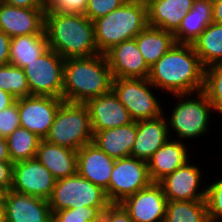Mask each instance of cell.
<instances>
[{
    "mask_svg": "<svg viewBox=\"0 0 222 222\" xmlns=\"http://www.w3.org/2000/svg\"><path fill=\"white\" fill-rule=\"evenodd\" d=\"M138 49L149 67L154 65L176 43L174 34L147 26L136 37Z\"/></svg>",
    "mask_w": 222,
    "mask_h": 222,
    "instance_id": "obj_26",
    "label": "cell"
},
{
    "mask_svg": "<svg viewBox=\"0 0 222 222\" xmlns=\"http://www.w3.org/2000/svg\"><path fill=\"white\" fill-rule=\"evenodd\" d=\"M187 161L158 184L163 188L167 201L205 200L206 188L199 191L202 171Z\"/></svg>",
    "mask_w": 222,
    "mask_h": 222,
    "instance_id": "obj_16",
    "label": "cell"
},
{
    "mask_svg": "<svg viewBox=\"0 0 222 222\" xmlns=\"http://www.w3.org/2000/svg\"><path fill=\"white\" fill-rule=\"evenodd\" d=\"M64 102L62 98L30 95L18 99L20 127L44 139L54 122L56 113Z\"/></svg>",
    "mask_w": 222,
    "mask_h": 222,
    "instance_id": "obj_11",
    "label": "cell"
},
{
    "mask_svg": "<svg viewBox=\"0 0 222 222\" xmlns=\"http://www.w3.org/2000/svg\"><path fill=\"white\" fill-rule=\"evenodd\" d=\"M127 0H89L85 10L92 22L100 17L106 16L117 8H120Z\"/></svg>",
    "mask_w": 222,
    "mask_h": 222,
    "instance_id": "obj_35",
    "label": "cell"
},
{
    "mask_svg": "<svg viewBox=\"0 0 222 222\" xmlns=\"http://www.w3.org/2000/svg\"><path fill=\"white\" fill-rule=\"evenodd\" d=\"M11 162L17 163L36 158L41 138L26 128L18 127L6 137Z\"/></svg>",
    "mask_w": 222,
    "mask_h": 222,
    "instance_id": "obj_29",
    "label": "cell"
},
{
    "mask_svg": "<svg viewBox=\"0 0 222 222\" xmlns=\"http://www.w3.org/2000/svg\"><path fill=\"white\" fill-rule=\"evenodd\" d=\"M84 104L89 112L93 135L98 131L124 126L134 121L112 90L88 99Z\"/></svg>",
    "mask_w": 222,
    "mask_h": 222,
    "instance_id": "obj_17",
    "label": "cell"
},
{
    "mask_svg": "<svg viewBox=\"0 0 222 222\" xmlns=\"http://www.w3.org/2000/svg\"><path fill=\"white\" fill-rule=\"evenodd\" d=\"M164 114L155 119L137 121V133L131 156L147 161L171 137Z\"/></svg>",
    "mask_w": 222,
    "mask_h": 222,
    "instance_id": "obj_20",
    "label": "cell"
},
{
    "mask_svg": "<svg viewBox=\"0 0 222 222\" xmlns=\"http://www.w3.org/2000/svg\"><path fill=\"white\" fill-rule=\"evenodd\" d=\"M104 54L113 78L148 79L150 67L138 49L135 38L112 46Z\"/></svg>",
    "mask_w": 222,
    "mask_h": 222,
    "instance_id": "obj_15",
    "label": "cell"
},
{
    "mask_svg": "<svg viewBox=\"0 0 222 222\" xmlns=\"http://www.w3.org/2000/svg\"><path fill=\"white\" fill-rule=\"evenodd\" d=\"M5 222H52L49 201L9 190L2 194Z\"/></svg>",
    "mask_w": 222,
    "mask_h": 222,
    "instance_id": "obj_13",
    "label": "cell"
},
{
    "mask_svg": "<svg viewBox=\"0 0 222 222\" xmlns=\"http://www.w3.org/2000/svg\"><path fill=\"white\" fill-rule=\"evenodd\" d=\"M115 161L116 159L109 157L94 142L88 143L77 150V173L106 190Z\"/></svg>",
    "mask_w": 222,
    "mask_h": 222,
    "instance_id": "obj_19",
    "label": "cell"
},
{
    "mask_svg": "<svg viewBox=\"0 0 222 222\" xmlns=\"http://www.w3.org/2000/svg\"><path fill=\"white\" fill-rule=\"evenodd\" d=\"M122 206L128 211L134 222H164L167 198L158 183L126 197Z\"/></svg>",
    "mask_w": 222,
    "mask_h": 222,
    "instance_id": "obj_14",
    "label": "cell"
},
{
    "mask_svg": "<svg viewBox=\"0 0 222 222\" xmlns=\"http://www.w3.org/2000/svg\"><path fill=\"white\" fill-rule=\"evenodd\" d=\"M0 89L10 93L16 99L30 96L24 70L10 63L0 66Z\"/></svg>",
    "mask_w": 222,
    "mask_h": 222,
    "instance_id": "obj_31",
    "label": "cell"
},
{
    "mask_svg": "<svg viewBox=\"0 0 222 222\" xmlns=\"http://www.w3.org/2000/svg\"><path fill=\"white\" fill-rule=\"evenodd\" d=\"M112 80L105 54L67 58L64 61L62 99L85 103L88 99L109 93Z\"/></svg>",
    "mask_w": 222,
    "mask_h": 222,
    "instance_id": "obj_3",
    "label": "cell"
},
{
    "mask_svg": "<svg viewBox=\"0 0 222 222\" xmlns=\"http://www.w3.org/2000/svg\"><path fill=\"white\" fill-rule=\"evenodd\" d=\"M20 127L18 99L10 107L0 112V136L7 137Z\"/></svg>",
    "mask_w": 222,
    "mask_h": 222,
    "instance_id": "obj_37",
    "label": "cell"
},
{
    "mask_svg": "<svg viewBox=\"0 0 222 222\" xmlns=\"http://www.w3.org/2000/svg\"><path fill=\"white\" fill-rule=\"evenodd\" d=\"M100 222H134L121 203H110L102 214Z\"/></svg>",
    "mask_w": 222,
    "mask_h": 222,
    "instance_id": "obj_38",
    "label": "cell"
},
{
    "mask_svg": "<svg viewBox=\"0 0 222 222\" xmlns=\"http://www.w3.org/2000/svg\"><path fill=\"white\" fill-rule=\"evenodd\" d=\"M183 141L170 139L164 143L148 160V173L152 183H158L189 159L187 148Z\"/></svg>",
    "mask_w": 222,
    "mask_h": 222,
    "instance_id": "obj_22",
    "label": "cell"
},
{
    "mask_svg": "<svg viewBox=\"0 0 222 222\" xmlns=\"http://www.w3.org/2000/svg\"><path fill=\"white\" fill-rule=\"evenodd\" d=\"M49 206L51 212L78 207H108L105 190L81 177L78 173L55 182Z\"/></svg>",
    "mask_w": 222,
    "mask_h": 222,
    "instance_id": "obj_7",
    "label": "cell"
},
{
    "mask_svg": "<svg viewBox=\"0 0 222 222\" xmlns=\"http://www.w3.org/2000/svg\"><path fill=\"white\" fill-rule=\"evenodd\" d=\"M11 38L0 30V66L9 64Z\"/></svg>",
    "mask_w": 222,
    "mask_h": 222,
    "instance_id": "obj_40",
    "label": "cell"
},
{
    "mask_svg": "<svg viewBox=\"0 0 222 222\" xmlns=\"http://www.w3.org/2000/svg\"><path fill=\"white\" fill-rule=\"evenodd\" d=\"M151 183L147 161L127 156L116 159L105 193L110 203H121Z\"/></svg>",
    "mask_w": 222,
    "mask_h": 222,
    "instance_id": "obj_10",
    "label": "cell"
},
{
    "mask_svg": "<svg viewBox=\"0 0 222 222\" xmlns=\"http://www.w3.org/2000/svg\"><path fill=\"white\" fill-rule=\"evenodd\" d=\"M46 8H22L0 2V30L10 38L46 33Z\"/></svg>",
    "mask_w": 222,
    "mask_h": 222,
    "instance_id": "obj_18",
    "label": "cell"
},
{
    "mask_svg": "<svg viewBox=\"0 0 222 222\" xmlns=\"http://www.w3.org/2000/svg\"><path fill=\"white\" fill-rule=\"evenodd\" d=\"M148 26L175 33L194 0H145Z\"/></svg>",
    "mask_w": 222,
    "mask_h": 222,
    "instance_id": "obj_21",
    "label": "cell"
},
{
    "mask_svg": "<svg viewBox=\"0 0 222 222\" xmlns=\"http://www.w3.org/2000/svg\"><path fill=\"white\" fill-rule=\"evenodd\" d=\"M11 161L8 153L6 137L0 136V162Z\"/></svg>",
    "mask_w": 222,
    "mask_h": 222,
    "instance_id": "obj_44",
    "label": "cell"
},
{
    "mask_svg": "<svg viewBox=\"0 0 222 222\" xmlns=\"http://www.w3.org/2000/svg\"><path fill=\"white\" fill-rule=\"evenodd\" d=\"M205 67L193 45L175 43L154 65L150 67L148 80L157 89L172 95L203 90Z\"/></svg>",
    "mask_w": 222,
    "mask_h": 222,
    "instance_id": "obj_1",
    "label": "cell"
},
{
    "mask_svg": "<svg viewBox=\"0 0 222 222\" xmlns=\"http://www.w3.org/2000/svg\"><path fill=\"white\" fill-rule=\"evenodd\" d=\"M65 59L52 49L27 64L23 70L30 95L62 98Z\"/></svg>",
    "mask_w": 222,
    "mask_h": 222,
    "instance_id": "obj_9",
    "label": "cell"
},
{
    "mask_svg": "<svg viewBox=\"0 0 222 222\" xmlns=\"http://www.w3.org/2000/svg\"><path fill=\"white\" fill-rule=\"evenodd\" d=\"M49 49L46 33L22 35L11 38L9 63L24 68Z\"/></svg>",
    "mask_w": 222,
    "mask_h": 222,
    "instance_id": "obj_27",
    "label": "cell"
},
{
    "mask_svg": "<svg viewBox=\"0 0 222 222\" xmlns=\"http://www.w3.org/2000/svg\"><path fill=\"white\" fill-rule=\"evenodd\" d=\"M88 1L89 0H49L46 3V8L52 12L85 15Z\"/></svg>",
    "mask_w": 222,
    "mask_h": 222,
    "instance_id": "obj_36",
    "label": "cell"
},
{
    "mask_svg": "<svg viewBox=\"0 0 222 222\" xmlns=\"http://www.w3.org/2000/svg\"><path fill=\"white\" fill-rule=\"evenodd\" d=\"M155 86L148 79L113 78L112 91L134 121L155 119L163 115L160 101L152 93Z\"/></svg>",
    "mask_w": 222,
    "mask_h": 222,
    "instance_id": "obj_8",
    "label": "cell"
},
{
    "mask_svg": "<svg viewBox=\"0 0 222 222\" xmlns=\"http://www.w3.org/2000/svg\"><path fill=\"white\" fill-rule=\"evenodd\" d=\"M45 31L49 48L64 59L99 54L94 24L83 14L52 12L46 8Z\"/></svg>",
    "mask_w": 222,
    "mask_h": 222,
    "instance_id": "obj_2",
    "label": "cell"
},
{
    "mask_svg": "<svg viewBox=\"0 0 222 222\" xmlns=\"http://www.w3.org/2000/svg\"><path fill=\"white\" fill-rule=\"evenodd\" d=\"M0 2L22 8H46L43 0H0Z\"/></svg>",
    "mask_w": 222,
    "mask_h": 222,
    "instance_id": "obj_41",
    "label": "cell"
},
{
    "mask_svg": "<svg viewBox=\"0 0 222 222\" xmlns=\"http://www.w3.org/2000/svg\"><path fill=\"white\" fill-rule=\"evenodd\" d=\"M206 188L205 202L210 222L222 219V178Z\"/></svg>",
    "mask_w": 222,
    "mask_h": 222,
    "instance_id": "obj_34",
    "label": "cell"
},
{
    "mask_svg": "<svg viewBox=\"0 0 222 222\" xmlns=\"http://www.w3.org/2000/svg\"><path fill=\"white\" fill-rule=\"evenodd\" d=\"M13 163L11 161L0 162V193L3 194L12 189Z\"/></svg>",
    "mask_w": 222,
    "mask_h": 222,
    "instance_id": "obj_39",
    "label": "cell"
},
{
    "mask_svg": "<svg viewBox=\"0 0 222 222\" xmlns=\"http://www.w3.org/2000/svg\"><path fill=\"white\" fill-rule=\"evenodd\" d=\"M107 207H78L52 213V222H100Z\"/></svg>",
    "mask_w": 222,
    "mask_h": 222,
    "instance_id": "obj_33",
    "label": "cell"
},
{
    "mask_svg": "<svg viewBox=\"0 0 222 222\" xmlns=\"http://www.w3.org/2000/svg\"><path fill=\"white\" fill-rule=\"evenodd\" d=\"M56 179L37 158L13 164L12 189L15 192L49 200Z\"/></svg>",
    "mask_w": 222,
    "mask_h": 222,
    "instance_id": "obj_12",
    "label": "cell"
},
{
    "mask_svg": "<svg viewBox=\"0 0 222 222\" xmlns=\"http://www.w3.org/2000/svg\"><path fill=\"white\" fill-rule=\"evenodd\" d=\"M44 140L76 151L92 143L93 132L87 106L84 103L64 101Z\"/></svg>",
    "mask_w": 222,
    "mask_h": 222,
    "instance_id": "obj_5",
    "label": "cell"
},
{
    "mask_svg": "<svg viewBox=\"0 0 222 222\" xmlns=\"http://www.w3.org/2000/svg\"><path fill=\"white\" fill-rule=\"evenodd\" d=\"M164 222H210L205 200L167 201Z\"/></svg>",
    "mask_w": 222,
    "mask_h": 222,
    "instance_id": "obj_30",
    "label": "cell"
},
{
    "mask_svg": "<svg viewBox=\"0 0 222 222\" xmlns=\"http://www.w3.org/2000/svg\"><path fill=\"white\" fill-rule=\"evenodd\" d=\"M194 94H197L196 99L191 98L190 93L174 94L180 102L178 101V104H175L176 106L173 108L170 118H168L169 121L167 119L168 127L175 130L181 141L186 138H198L206 133L209 129L210 115L214 111L203 90ZM211 110L212 113H210Z\"/></svg>",
    "mask_w": 222,
    "mask_h": 222,
    "instance_id": "obj_6",
    "label": "cell"
},
{
    "mask_svg": "<svg viewBox=\"0 0 222 222\" xmlns=\"http://www.w3.org/2000/svg\"><path fill=\"white\" fill-rule=\"evenodd\" d=\"M4 221V214H3V198L2 194H0V222Z\"/></svg>",
    "mask_w": 222,
    "mask_h": 222,
    "instance_id": "obj_45",
    "label": "cell"
},
{
    "mask_svg": "<svg viewBox=\"0 0 222 222\" xmlns=\"http://www.w3.org/2000/svg\"><path fill=\"white\" fill-rule=\"evenodd\" d=\"M213 1V23L222 25V0Z\"/></svg>",
    "mask_w": 222,
    "mask_h": 222,
    "instance_id": "obj_43",
    "label": "cell"
},
{
    "mask_svg": "<svg viewBox=\"0 0 222 222\" xmlns=\"http://www.w3.org/2000/svg\"><path fill=\"white\" fill-rule=\"evenodd\" d=\"M203 91L214 111L222 114V63L205 68Z\"/></svg>",
    "mask_w": 222,
    "mask_h": 222,
    "instance_id": "obj_32",
    "label": "cell"
},
{
    "mask_svg": "<svg viewBox=\"0 0 222 222\" xmlns=\"http://www.w3.org/2000/svg\"><path fill=\"white\" fill-rule=\"evenodd\" d=\"M98 52L104 54L112 46L134 39L148 26L145 0H127L120 8L93 21Z\"/></svg>",
    "mask_w": 222,
    "mask_h": 222,
    "instance_id": "obj_4",
    "label": "cell"
},
{
    "mask_svg": "<svg viewBox=\"0 0 222 222\" xmlns=\"http://www.w3.org/2000/svg\"><path fill=\"white\" fill-rule=\"evenodd\" d=\"M192 45L205 68L222 63V25L209 24Z\"/></svg>",
    "mask_w": 222,
    "mask_h": 222,
    "instance_id": "obj_28",
    "label": "cell"
},
{
    "mask_svg": "<svg viewBox=\"0 0 222 222\" xmlns=\"http://www.w3.org/2000/svg\"><path fill=\"white\" fill-rule=\"evenodd\" d=\"M137 133V121L93 135V142L109 157L120 159L131 156Z\"/></svg>",
    "mask_w": 222,
    "mask_h": 222,
    "instance_id": "obj_24",
    "label": "cell"
},
{
    "mask_svg": "<svg viewBox=\"0 0 222 222\" xmlns=\"http://www.w3.org/2000/svg\"><path fill=\"white\" fill-rule=\"evenodd\" d=\"M36 158L58 180L77 173V151L42 139Z\"/></svg>",
    "mask_w": 222,
    "mask_h": 222,
    "instance_id": "obj_23",
    "label": "cell"
},
{
    "mask_svg": "<svg viewBox=\"0 0 222 222\" xmlns=\"http://www.w3.org/2000/svg\"><path fill=\"white\" fill-rule=\"evenodd\" d=\"M16 102V98L10 93L0 89V112Z\"/></svg>",
    "mask_w": 222,
    "mask_h": 222,
    "instance_id": "obj_42",
    "label": "cell"
},
{
    "mask_svg": "<svg viewBox=\"0 0 222 222\" xmlns=\"http://www.w3.org/2000/svg\"><path fill=\"white\" fill-rule=\"evenodd\" d=\"M213 23V1L194 0L193 7L182 19L178 30L174 33L178 44L192 45L209 24Z\"/></svg>",
    "mask_w": 222,
    "mask_h": 222,
    "instance_id": "obj_25",
    "label": "cell"
}]
</instances>
